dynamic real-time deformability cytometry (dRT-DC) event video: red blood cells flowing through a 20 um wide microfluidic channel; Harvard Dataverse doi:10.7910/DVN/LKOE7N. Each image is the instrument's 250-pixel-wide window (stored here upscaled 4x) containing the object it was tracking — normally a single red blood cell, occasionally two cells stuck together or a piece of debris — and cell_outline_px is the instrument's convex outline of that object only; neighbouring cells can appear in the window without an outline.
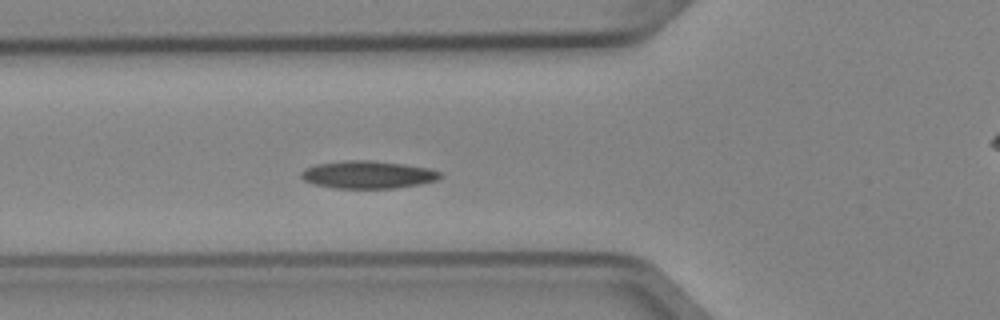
{"species": "Egyptian fruit bat (a non-hibernating species)", "species_latin": "Rousettus aegyptiacus", "temperature_condition": "cold", "stored_images_in_passage": 4, "camera_frame_rate_fps": 3000, "um_per_image_px": 0.085, "animal": {"sex": "female"}, "frame": {"image": 1, "passage_image": 3, "time_ms": 0.667, "image_size_px": [1000, 320], "cell_outline_px": [[444, 176], [436, 180], [420, 184], [396, 188], [336, 188], [312, 184], [304, 180], [300, 176], [300, 172], [304, 168], [316, 164], [344, 160], [372, 160], [404, 164], [428, 168], [440, 172]], "centroid_in_image_um": [31.24, 14.84], "position_along_channel_um": 94.6, "area_um2": 22.54}}